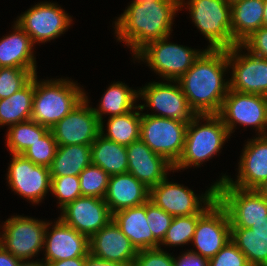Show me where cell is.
<instances>
[{"mask_svg":"<svg viewBox=\"0 0 267 266\" xmlns=\"http://www.w3.org/2000/svg\"><path fill=\"white\" fill-rule=\"evenodd\" d=\"M141 114L140 140L174 165L182 154L188 124L176 119Z\"/></svg>","mask_w":267,"mask_h":266,"instance_id":"52a82bcc","label":"cell"},{"mask_svg":"<svg viewBox=\"0 0 267 266\" xmlns=\"http://www.w3.org/2000/svg\"><path fill=\"white\" fill-rule=\"evenodd\" d=\"M91 158L93 165L101 167L110 176L127 173L126 146L108 140L101 134L91 144Z\"/></svg>","mask_w":267,"mask_h":266,"instance_id":"4316f807","label":"cell"},{"mask_svg":"<svg viewBox=\"0 0 267 266\" xmlns=\"http://www.w3.org/2000/svg\"><path fill=\"white\" fill-rule=\"evenodd\" d=\"M174 255L159 248L139 250L132 266H174Z\"/></svg>","mask_w":267,"mask_h":266,"instance_id":"60d3db41","label":"cell"},{"mask_svg":"<svg viewBox=\"0 0 267 266\" xmlns=\"http://www.w3.org/2000/svg\"><path fill=\"white\" fill-rule=\"evenodd\" d=\"M139 105L124 115L108 117L107 132L104 134V123L100 122V134L108 140L122 145H130L140 139L141 112L136 111Z\"/></svg>","mask_w":267,"mask_h":266,"instance_id":"4dcf8cb0","label":"cell"},{"mask_svg":"<svg viewBox=\"0 0 267 266\" xmlns=\"http://www.w3.org/2000/svg\"><path fill=\"white\" fill-rule=\"evenodd\" d=\"M149 200L173 217L203 214L217 200L216 184L199 197L193 190L169 182L166 177L150 189Z\"/></svg>","mask_w":267,"mask_h":266,"instance_id":"ba28073f","label":"cell"},{"mask_svg":"<svg viewBox=\"0 0 267 266\" xmlns=\"http://www.w3.org/2000/svg\"><path fill=\"white\" fill-rule=\"evenodd\" d=\"M174 261V266H208L206 258L189 250L177 258L174 257Z\"/></svg>","mask_w":267,"mask_h":266,"instance_id":"7bdbcfd3","label":"cell"},{"mask_svg":"<svg viewBox=\"0 0 267 266\" xmlns=\"http://www.w3.org/2000/svg\"><path fill=\"white\" fill-rule=\"evenodd\" d=\"M180 0V9L186 6L192 22L207 38V49H230L238 43L233 39L231 30V5L224 0H189L184 4Z\"/></svg>","mask_w":267,"mask_h":266,"instance_id":"5b68a950","label":"cell"},{"mask_svg":"<svg viewBox=\"0 0 267 266\" xmlns=\"http://www.w3.org/2000/svg\"><path fill=\"white\" fill-rule=\"evenodd\" d=\"M11 156L7 174L10 188L33 204H38L51 191L49 168L35 165L22 154H11Z\"/></svg>","mask_w":267,"mask_h":266,"instance_id":"e0dca14e","label":"cell"},{"mask_svg":"<svg viewBox=\"0 0 267 266\" xmlns=\"http://www.w3.org/2000/svg\"><path fill=\"white\" fill-rule=\"evenodd\" d=\"M6 144L11 154H22L50 129L28 120L8 127Z\"/></svg>","mask_w":267,"mask_h":266,"instance_id":"d6a6232c","label":"cell"},{"mask_svg":"<svg viewBox=\"0 0 267 266\" xmlns=\"http://www.w3.org/2000/svg\"><path fill=\"white\" fill-rule=\"evenodd\" d=\"M108 175L101 167L93 164L87 166L79 174L82 196L104 199L109 182Z\"/></svg>","mask_w":267,"mask_h":266,"instance_id":"e575fe53","label":"cell"},{"mask_svg":"<svg viewBox=\"0 0 267 266\" xmlns=\"http://www.w3.org/2000/svg\"><path fill=\"white\" fill-rule=\"evenodd\" d=\"M37 74L36 70L0 67V99L10 97L23 88Z\"/></svg>","mask_w":267,"mask_h":266,"instance_id":"d590c367","label":"cell"},{"mask_svg":"<svg viewBox=\"0 0 267 266\" xmlns=\"http://www.w3.org/2000/svg\"><path fill=\"white\" fill-rule=\"evenodd\" d=\"M231 240V225L225 208L216 200L197 221L192 239L199 254L207 260L213 258Z\"/></svg>","mask_w":267,"mask_h":266,"instance_id":"5bb4252c","label":"cell"},{"mask_svg":"<svg viewBox=\"0 0 267 266\" xmlns=\"http://www.w3.org/2000/svg\"><path fill=\"white\" fill-rule=\"evenodd\" d=\"M242 48L241 44H237L228 49L229 68H232L230 89L267 97V59L249 51L241 54Z\"/></svg>","mask_w":267,"mask_h":266,"instance_id":"2e32d148","label":"cell"},{"mask_svg":"<svg viewBox=\"0 0 267 266\" xmlns=\"http://www.w3.org/2000/svg\"><path fill=\"white\" fill-rule=\"evenodd\" d=\"M208 266H250L245 255L236 244L230 240L213 258L208 260Z\"/></svg>","mask_w":267,"mask_h":266,"instance_id":"ab89813d","label":"cell"},{"mask_svg":"<svg viewBox=\"0 0 267 266\" xmlns=\"http://www.w3.org/2000/svg\"><path fill=\"white\" fill-rule=\"evenodd\" d=\"M246 143L238 163L237 180L233 181L232 178L223 175L215 182L216 185L226 180L230 185L241 189H256L267 180V138L258 136Z\"/></svg>","mask_w":267,"mask_h":266,"instance_id":"ffe728a7","label":"cell"},{"mask_svg":"<svg viewBox=\"0 0 267 266\" xmlns=\"http://www.w3.org/2000/svg\"><path fill=\"white\" fill-rule=\"evenodd\" d=\"M13 33L0 39V67L36 70L32 42L29 35L15 22Z\"/></svg>","mask_w":267,"mask_h":266,"instance_id":"d4e9b609","label":"cell"},{"mask_svg":"<svg viewBox=\"0 0 267 266\" xmlns=\"http://www.w3.org/2000/svg\"><path fill=\"white\" fill-rule=\"evenodd\" d=\"M263 136H264L265 138H267V131H265V133L263 134Z\"/></svg>","mask_w":267,"mask_h":266,"instance_id":"db71d44e","label":"cell"},{"mask_svg":"<svg viewBox=\"0 0 267 266\" xmlns=\"http://www.w3.org/2000/svg\"><path fill=\"white\" fill-rule=\"evenodd\" d=\"M201 119L206 123L201 124ZM200 124V125H199ZM231 136L218 114L196 115L187 126L184 148L174 170L200 164L216 155Z\"/></svg>","mask_w":267,"mask_h":266,"instance_id":"277c9868","label":"cell"},{"mask_svg":"<svg viewBox=\"0 0 267 266\" xmlns=\"http://www.w3.org/2000/svg\"><path fill=\"white\" fill-rule=\"evenodd\" d=\"M263 11L264 0H240L231 5L232 36L238 44L263 27Z\"/></svg>","mask_w":267,"mask_h":266,"instance_id":"484cf974","label":"cell"},{"mask_svg":"<svg viewBox=\"0 0 267 266\" xmlns=\"http://www.w3.org/2000/svg\"><path fill=\"white\" fill-rule=\"evenodd\" d=\"M231 240L250 266H267V237L257 235L250 228L231 227Z\"/></svg>","mask_w":267,"mask_h":266,"instance_id":"1f68e13d","label":"cell"},{"mask_svg":"<svg viewBox=\"0 0 267 266\" xmlns=\"http://www.w3.org/2000/svg\"><path fill=\"white\" fill-rule=\"evenodd\" d=\"M57 142L53 133L49 130L44 136L38 139L22 155L35 165L50 167L57 150Z\"/></svg>","mask_w":267,"mask_h":266,"instance_id":"8d00e7d4","label":"cell"},{"mask_svg":"<svg viewBox=\"0 0 267 266\" xmlns=\"http://www.w3.org/2000/svg\"><path fill=\"white\" fill-rule=\"evenodd\" d=\"M241 45L253 55L267 59V27L254 31Z\"/></svg>","mask_w":267,"mask_h":266,"instance_id":"b9f144b4","label":"cell"},{"mask_svg":"<svg viewBox=\"0 0 267 266\" xmlns=\"http://www.w3.org/2000/svg\"><path fill=\"white\" fill-rule=\"evenodd\" d=\"M169 36L149 42L134 57L166 81H178L204 50H196L168 42Z\"/></svg>","mask_w":267,"mask_h":266,"instance_id":"8992f818","label":"cell"},{"mask_svg":"<svg viewBox=\"0 0 267 266\" xmlns=\"http://www.w3.org/2000/svg\"><path fill=\"white\" fill-rule=\"evenodd\" d=\"M146 217L154 239L160 244L174 217L150 200L146 202Z\"/></svg>","mask_w":267,"mask_h":266,"instance_id":"f35d334b","label":"cell"},{"mask_svg":"<svg viewBox=\"0 0 267 266\" xmlns=\"http://www.w3.org/2000/svg\"><path fill=\"white\" fill-rule=\"evenodd\" d=\"M263 27H267V0H264Z\"/></svg>","mask_w":267,"mask_h":266,"instance_id":"f907efd6","label":"cell"},{"mask_svg":"<svg viewBox=\"0 0 267 266\" xmlns=\"http://www.w3.org/2000/svg\"><path fill=\"white\" fill-rule=\"evenodd\" d=\"M47 224L44 234L45 260L42 263L62 261L76 257H86L89 254V238L76 229L65 224L59 217L49 232ZM44 260V261H43Z\"/></svg>","mask_w":267,"mask_h":266,"instance_id":"d6986e66","label":"cell"},{"mask_svg":"<svg viewBox=\"0 0 267 266\" xmlns=\"http://www.w3.org/2000/svg\"><path fill=\"white\" fill-rule=\"evenodd\" d=\"M150 189L130 173L115 174L109 177L104 201L110 212L139 206L149 200Z\"/></svg>","mask_w":267,"mask_h":266,"instance_id":"603a6c76","label":"cell"},{"mask_svg":"<svg viewBox=\"0 0 267 266\" xmlns=\"http://www.w3.org/2000/svg\"><path fill=\"white\" fill-rule=\"evenodd\" d=\"M180 1H149L130 4L115 21V34L135 56L149 42L170 36Z\"/></svg>","mask_w":267,"mask_h":266,"instance_id":"7a4b0ae2","label":"cell"},{"mask_svg":"<svg viewBox=\"0 0 267 266\" xmlns=\"http://www.w3.org/2000/svg\"><path fill=\"white\" fill-rule=\"evenodd\" d=\"M20 266H45L42 262L39 261H22Z\"/></svg>","mask_w":267,"mask_h":266,"instance_id":"681fc988","label":"cell"},{"mask_svg":"<svg viewBox=\"0 0 267 266\" xmlns=\"http://www.w3.org/2000/svg\"><path fill=\"white\" fill-rule=\"evenodd\" d=\"M15 22L36 44L61 36L72 24V18L60 6L47 1L29 8Z\"/></svg>","mask_w":267,"mask_h":266,"instance_id":"4fadbf2b","label":"cell"},{"mask_svg":"<svg viewBox=\"0 0 267 266\" xmlns=\"http://www.w3.org/2000/svg\"><path fill=\"white\" fill-rule=\"evenodd\" d=\"M47 224V221L26 216L8 218L2 226L0 245L16 258L30 261L44 247Z\"/></svg>","mask_w":267,"mask_h":266,"instance_id":"30bf717a","label":"cell"},{"mask_svg":"<svg viewBox=\"0 0 267 266\" xmlns=\"http://www.w3.org/2000/svg\"><path fill=\"white\" fill-rule=\"evenodd\" d=\"M85 257H76L72 259L48 262L45 266H84Z\"/></svg>","mask_w":267,"mask_h":266,"instance_id":"bcb514c9","label":"cell"},{"mask_svg":"<svg viewBox=\"0 0 267 266\" xmlns=\"http://www.w3.org/2000/svg\"><path fill=\"white\" fill-rule=\"evenodd\" d=\"M250 229L259 236L267 237V216L259 222L251 225Z\"/></svg>","mask_w":267,"mask_h":266,"instance_id":"7dc6e473","label":"cell"},{"mask_svg":"<svg viewBox=\"0 0 267 266\" xmlns=\"http://www.w3.org/2000/svg\"><path fill=\"white\" fill-rule=\"evenodd\" d=\"M51 193L58 198L60 209L82 196L79 176L51 177Z\"/></svg>","mask_w":267,"mask_h":266,"instance_id":"74e56055","label":"cell"},{"mask_svg":"<svg viewBox=\"0 0 267 266\" xmlns=\"http://www.w3.org/2000/svg\"><path fill=\"white\" fill-rule=\"evenodd\" d=\"M139 99V89L134 90L129 88L122 82L112 83L104 92L98 108H93L100 122H103V115L111 116L124 115L132 110H135L137 105H134ZM135 101V102H134Z\"/></svg>","mask_w":267,"mask_h":266,"instance_id":"f546056e","label":"cell"},{"mask_svg":"<svg viewBox=\"0 0 267 266\" xmlns=\"http://www.w3.org/2000/svg\"><path fill=\"white\" fill-rule=\"evenodd\" d=\"M149 2V1H180V0H133L131 4H142V2Z\"/></svg>","mask_w":267,"mask_h":266,"instance_id":"816d5d0a","label":"cell"},{"mask_svg":"<svg viewBox=\"0 0 267 266\" xmlns=\"http://www.w3.org/2000/svg\"><path fill=\"white\" fill-rule=\"evenodd\" d=\"M89 253L100 259L132 266L138 250L112 219L89 238Z\"/></svg>","mask_w":267,"mask_h":266,"instance_id":"7402d4cb","label":"cell"},{"mask_svg":"<svg viewBox=\"0 0 267 266\" xmlns=\"http://www.w3.org/2000/svg\"><path fill=\"white\" fill-rule=\"evenodd\" d=\"M87 97L50 128L58 146L91 145L100 134V120Z\"/></svg>","mask_w":267,"mask_h":266,"instance_id":"9a60e30c","label":"cell"},{"mask_svg":"<svg viewBox=\"0 0 267 266\" xmlns=\"http://www.w3.org/2000/svg\"><path fill=\"white\" fill-rule=\"evenodd\" d=\"M69 79L38 81L34 75L31 120L49 129L69 114L86 96V92Z\"/></svg>","mask_w":267,"mask_h":266,"instance_id":"3957f363","label":"cell"},{"mask_svg":"<svg viewBox=\"0 0 267 266\" xmlns=\"http://www.w3.org/2000/svg\"><path fill=\"white\" fill-rule=\"evenodd\" d=\"M91 164V145L58 146L49 171L51 177L79 176Z\"/></svg>","mask_w":267,"mask_h":266,"instance_id":"83f0119b","label":"cell"},{"mask_svg":"<svg viewBox=\"0 0 267 266\" xmlns=\"http://www.w3.org/2000/svg\"><path fill=\"white\" fill-rule=\"evenodd\" d=\"M22 260L13 256L0 245V266H20Z\"/></svg>","mask_w":267,"mask_h":266,"instance_id":"f6af8a7d","label":"cell"},{"mask_svg":"<svg viewBox=\"0 0 267 266\" xmlns=\"http://www.w3.org/2000/svg\"><path fill=\"white\" fill-rule=\"evenodd\" d=\"M84 266H130V265L100 259L89 253L85 257Z\"/></svg>","mask_w":267,"mask_h":266,"instance_id":"ee69618b","label":"cell"},{"mask_svg":"<svg viewBox=\"0 0 267 266\" xmlns=\"http://www.w3.org/2000/svg\"><path fill=\"white\" fill-rule=\"evenodd\" d=\"M228 67V49L206 48L178 80L196 115L219 114L230 89L223 77Z\"/></svg>","mask_w":267,"mask_h":266,"instance_id":"6da1fadb","label":"cell"},{"mask_svg":"<svg viewBox=\"0 0 267 266\" xmlns=\"http://www.w3.org/2000/svg\"><path fill=\"white\" fill-rule=\"evenodd\" d=\"M167 82L154 81L140 88L139 98L142 97L141 99H144L147 104H139L138 110L142 111L146 107H150L158 114L149 113L148 115L176 119L188 124L196 116V113L189 106L178 81L168 80ZM175 83L176 85H174Z\"/></svg>","mask_w":267,"mask_h":266,"instance_id":"7c38bea8","label":"cell"},{"mask_svg":"<svg viewBox=\"0 0 267 266\" xmlns=\"http://www.w3.org/2000/svg\"><path fill=\"white\" fill-rule=\"evenodd\" d=\"M127 172L151 189L165 179L168 171L174 172L173 165L163 156L153 152L142 140L126 146Z\"/></svg>","mask_w":267,"mask_h":266,"instance_id":"44dd1931","label":"cell"},{"mask_svg":"<svg viewBox=\"0 0 267 266\" xmlns=\"http://www.w3.org/2000/svg\"><path fill=\"white\" fill-rule=\"evenodd\" d=\"M201 215L174 217L160 245L181 246L192 242L197 221Z\"/></svg>","mask_w":267,"mask_h":266,"instance_id":"836d02e7","label":"cell"},{"mask_svg":"<svg viewBox=\"0 0 267 266\" xmlns=\"http://www.w3.org/2000/svg\"><path fill=\"white\" fill-rule=\"evenodd\" d=\"M218 115L230 135L236 124H241L254 126L258 135L263 136L267 130V97L229 89Z\"/></svg>","mask_w":267,"mask_h":266,"instance_id":"8fae6325","label":"cell"},{"mask_svg":"<svg viewBox=\"0 0 267 266\" xmlns=\"http://www.w3.org/2000/svg\"><path fill=\"white\" fill-rule=\"evenodd\" d=\"M34 97V76L19 91L0 99V126H11L31 120Z\"/></svg>","mask_w":267,"mask_h":266,"instance_id":"f1b7e54d","label":"cell"},{"mask_svg":"<svg viewBox=\"0 0 267 266\" xmlns=\"http://www.w3.org/2000/svg\"><path fill=\"white\" fill-rule=\"evenodd\" d=\"M113 220L138 251L159 248L147 223L146 203L115 212Z\"/></svg>","mask_w":267,"mask_h":266,"instance_id":"cb8c5ba5","label":"cell"},{"mask_svg":"<svg viewBox=\"0 0 267 266\" xmlns=\"http://www.w3.org/2000/svg\"><path fill=\"white\" fill-rule=\"evenodd\" d=\"M61 211L59 218L88 238L113 219V214L104 199L96 197H78Z\"/></svg>","mask_w":267,"mask_h":266,"instance_id":"ac0fdd59","label":"cell"},{"mask_svg":"<svg viewBox=\"0 0 267 266\" xmlns=\"http://www.w3.org/2000/svg\"><path fill=\"white\" fill-rule=\"evenodd\" d=\"M224 1H225L226 3L232 5L233 3L238 2V1H240V0H224Z\"/></svg>","mask_w":267,"mask_h":266,"instance_id":"f5cc1de1","label":"cell"},{"mask_svg":"<svg viewBox=\"0 0 267 266\" xmlns=\"http://www.w3.org/2000/svg\"><path fill=\"white\" fill-rule=\"evenodd\" d=\"M216 199L227 211L231 227L250 228L267 216V199L256 189H241L225 180L216 185Z\"/></svg>","mask_w":267,"mask_h":266,"instance_id":"9c48e42d","label":"cell"},{"mask_svg":"<svg viewBox=\"0 0 267 266\" xmlns=\"http://www.w3.org/2000/svg\"><path fill=\"white\" fill-rule=\"evenodd\" d=\"M256 190L265 198L267 199V180L261 183Z\"/></svg>","mask_w":267,"mask_h":266,"instance_id":"c3c4849f","label":"cell"}]
</instances>
